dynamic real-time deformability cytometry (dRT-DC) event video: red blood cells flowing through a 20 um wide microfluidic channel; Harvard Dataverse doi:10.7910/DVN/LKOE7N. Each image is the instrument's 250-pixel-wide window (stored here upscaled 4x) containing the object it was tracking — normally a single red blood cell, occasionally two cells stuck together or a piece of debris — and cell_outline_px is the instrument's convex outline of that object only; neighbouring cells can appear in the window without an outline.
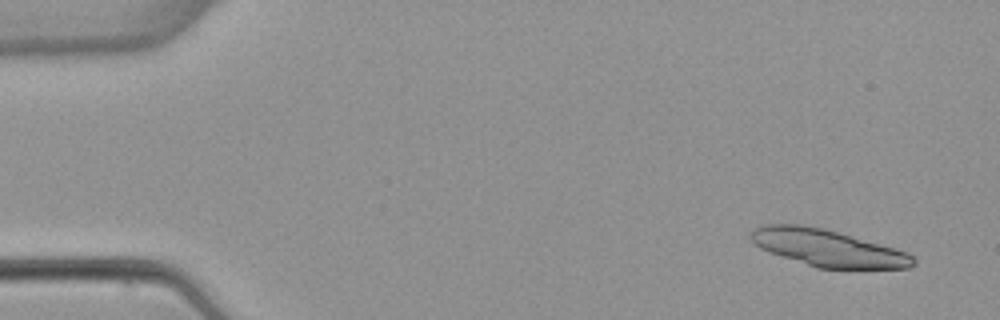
{"species": "common noctule bat (a hibernating species)", "species_latin": "Nyctalus noctula", "temperature_condition": "warm", "stored_images_in_passage": 4, "camera_frame_rate_fps": 3000, "um_per_image_px": 0.085, "animal": {"sex": "female", "body_mass_g": 22.7, "forearm_length_mm": 54.2}, "frame": {"image": 1, "passage_image": 1, "time_ms": 0.0, "image_size_px": [1000, 320], "cell_outline_px": [[916, 264], [908, 268], [816, 268], [760, 248], [748, 236], [752, 228], [764, 224], [800, 224], [824, 228], [896, 248], [908, 252], [916, 260]], "centroid_in_image_um": [70.35, 21.06], "position_along_channel_um": 14.7, "area_um2": 34.85}}